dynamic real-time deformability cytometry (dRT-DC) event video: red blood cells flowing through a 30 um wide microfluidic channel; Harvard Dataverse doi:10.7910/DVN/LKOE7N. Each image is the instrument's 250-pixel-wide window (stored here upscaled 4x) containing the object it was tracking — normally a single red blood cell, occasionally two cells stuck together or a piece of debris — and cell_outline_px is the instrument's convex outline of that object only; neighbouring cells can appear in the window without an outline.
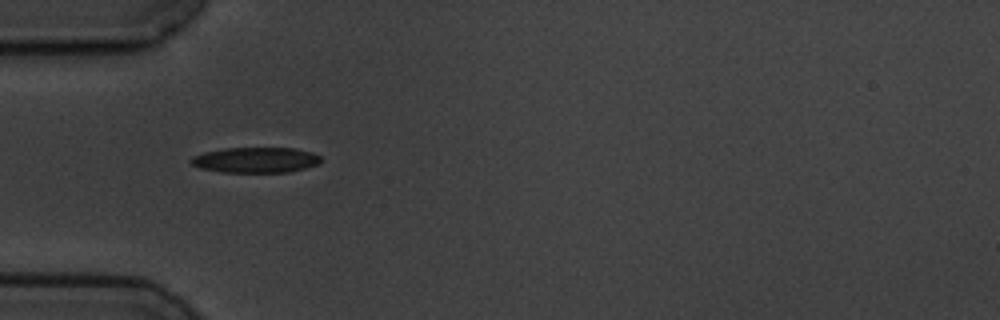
{"species": "common noctule bat (a hibernating species)", "species_latin": "Nyctalus noctula", "temperature_condition": "cold", "stored_images_in_passage": 2, "camera_frame_rate_fps": 3000, "um_per_image_px": 0.085, "animal": {"sex": "male", "body_mass_g": 19.5, "forearm_length_mm": 54.6}, "frame": {"image": 1, "passage_image": 1, "time_ms": 0.0, "image_size_px": [1000, 320], "cell_outline_px": [[324, 160], [320, 164], [288, 172], [220, 172], [200, 168], [192, 164], [188, 160], [192, 156], [204, 152], [224, 148], [296, 148], [312, 152], [320, 156]], "centroid_in_image_um": [21.75, 13.59], "position_along_channel_um": 63.3, "area_um2": 19.48}}
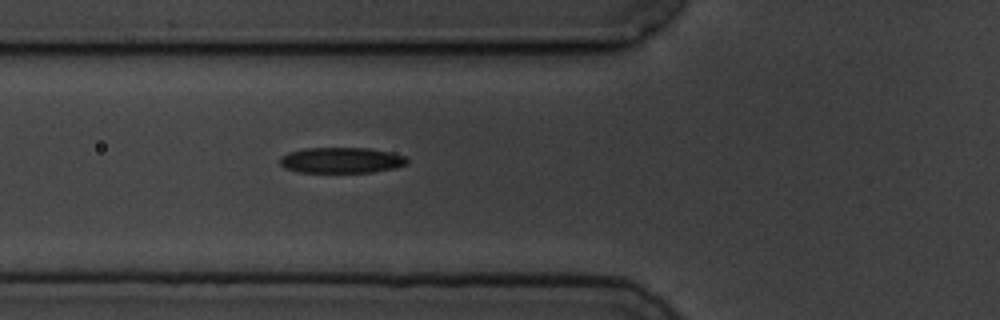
{"frame": {"image": 2, "passage_image": 2, "time_ms": 1.0, "image_size_px": [1000, 320], "cell_outline_px": [[408, 164], [392, 168], [372, 172], [300, 172], [284, 168], [280, 164], [280, 156], [288, 152], [304, 148], [368, 148], [392, 152], [408, 156]], "centroid_in_image_um": [29.02, 13.61], "position_along_channel_um": 96.8, "area_um2": 19.19}}